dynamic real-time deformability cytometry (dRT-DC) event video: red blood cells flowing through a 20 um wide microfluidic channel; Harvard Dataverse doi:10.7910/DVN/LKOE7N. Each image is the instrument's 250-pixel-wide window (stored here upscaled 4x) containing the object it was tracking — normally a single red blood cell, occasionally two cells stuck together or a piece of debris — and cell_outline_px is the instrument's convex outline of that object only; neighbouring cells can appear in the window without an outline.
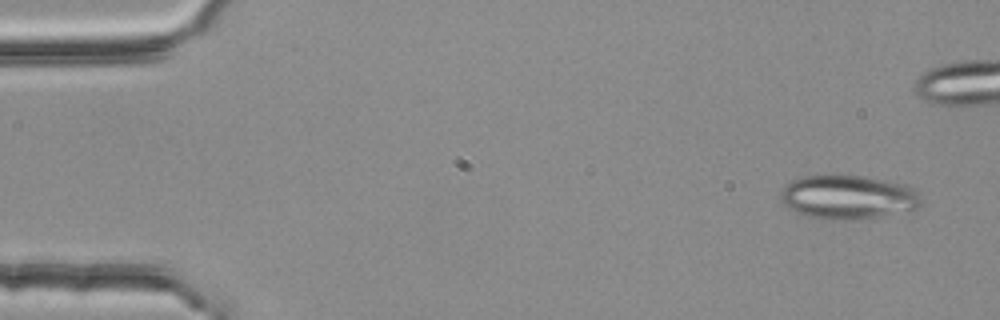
{"species": "common noctule bat (a hibernating species)", "species_latin": "Nyctalus noctula", "temperature_condition": "room temperature", "stored_images_in_passage": 5, "camera_frame_rate_fps": 3000, "um_per_image_px": 0.085, "animal": {"sex": "female", "body_mass_g": 25.1}, "frame": {"image": 1, "passage_image": 1, "time_ms": 0.0, "image_size_px": [1000, 320], "cell_outline_px": [[920, 204], [916, 208], [876, 216], [844, 220], [832, 220], [808, 216], [796, 212], [788, 208], [780, 200], [780, 192], [792, 180], [804, 176], [856, 176], [884, 180], [908, 184], [920, 196]], "centroid_in_image_um": [72.04, 16.75], "position_along_channel_um": 13.0, "area_um2": 35.26}}